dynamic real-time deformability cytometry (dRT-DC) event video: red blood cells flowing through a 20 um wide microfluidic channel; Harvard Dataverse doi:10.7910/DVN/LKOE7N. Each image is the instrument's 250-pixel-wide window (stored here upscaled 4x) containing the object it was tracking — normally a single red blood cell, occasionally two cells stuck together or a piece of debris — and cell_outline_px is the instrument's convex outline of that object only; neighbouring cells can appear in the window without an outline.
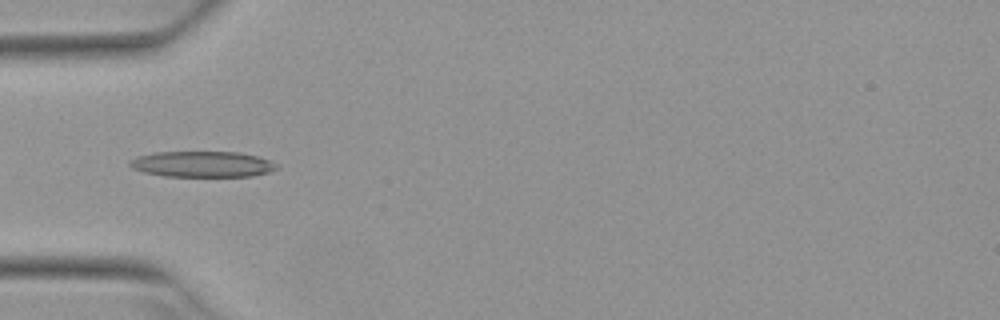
{"species": "Egyptian fruit bat (a non-hibernating species)", "species_latin": "Rousettus aegyptiacus", "temperature_condition": "warm", "stored_images_in_passage": 8, "camera_frame_rate_fps": 3000, "um_per_image_px": 0.085, "animal": {"sex": "female"}, "frame": {"image": 1, "passage_image": 5, "time_ms": 1.333, "image_size_px": [1000, 320], "cell_outline_px": [[280, 168], [268, 172], [252, 176], [164, 176], [144, 172], [132, 168], [128, 164], [128, 160], [136, 156], [156, 152], [240, 152], [256, 156], [280, 164]], "centroid_in_image_um": [17.19, 13.95], "position_along_channel_um": 67.8, "area_um2": 22.25}}
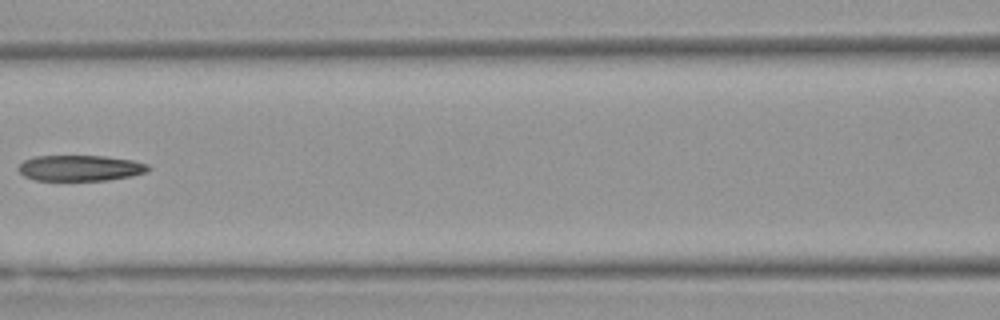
{"frame": {"image": 2, "passage_image": 7, "time_ms": 2.0, "image_size_px": [1000, 320], "cell_outline_px": [[152, 168], [148, 172], [132, 176], [108, 180], [36, 180], [24, 176], [16, 168], [24, 160], [36, 156], [104, 156], [132, 160], [148, 164]], "centroid_in_image_um": [6.85, 14.28], "position_along_channel_um": 159.8, "area_um2": 19.59}}
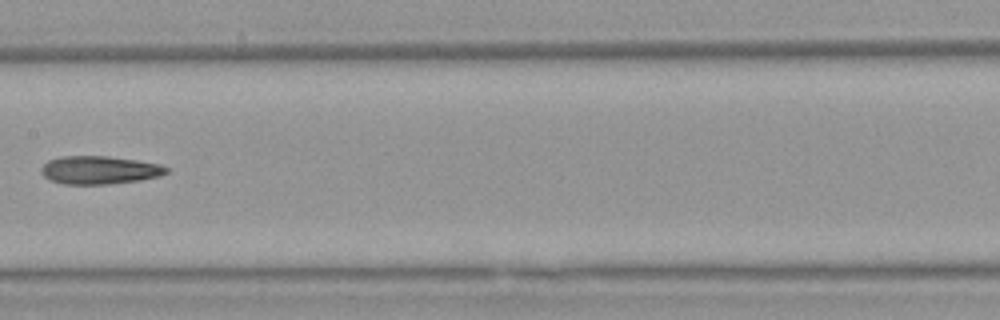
{"frame": {"image": 3, "passage_image": 8, "time_ms": 2.333, "image_size_px": [1000, 320], "cell_outline_px": [[168, 172], [160, 176], [140, 180], [108, 184], [64, 184], [52, 180], [44, 176], [40, 172], [40, 168], [48, 160], [60, 156], [108, 156], [136, 160], [160, 164], [168, 168]], "centroid_in_image_um": [8.44, 14.45], "position_along_channel_um": 199.0, "area_um2": 20.52}}